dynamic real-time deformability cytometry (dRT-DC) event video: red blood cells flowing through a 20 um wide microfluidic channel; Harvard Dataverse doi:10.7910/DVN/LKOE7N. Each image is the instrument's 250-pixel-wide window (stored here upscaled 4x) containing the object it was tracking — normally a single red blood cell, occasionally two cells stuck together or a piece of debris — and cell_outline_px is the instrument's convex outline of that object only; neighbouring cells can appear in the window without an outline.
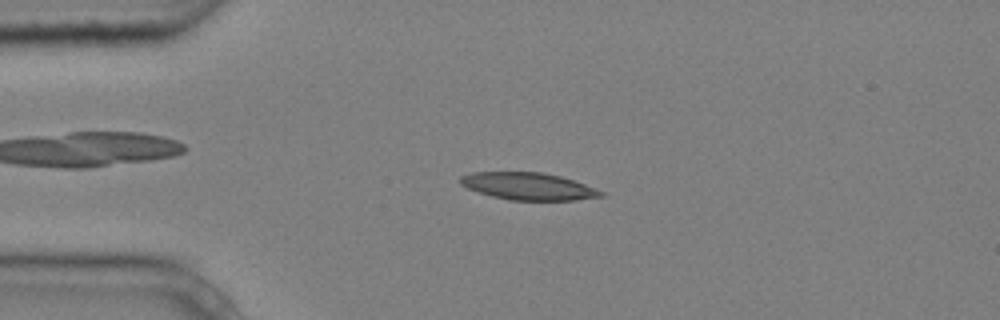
{"species": "common noctule bat (a hibernating species)", "species_latin": "Nyctalus noctula", "temperature_condition": "cold", "stored_images_in_passage": 5, "camera_frame_rate_fps": 3000, "um_per_image_px": 0.085, "animal": {"sex": "male", "body_mass_g": 20.4}, "frame": {"image": 1, "passage_image": 3, "time_ms": 0.667, "image_size_px": [1000, 320], "cell_outline_px": [[604, 196], [576, 200], [508, 200], [492, 196], [468, 188], [460, 184], [460, 176], [472, 172], [540, 172], [560, 176], [584, 184], [604, 192]], "centroid_in_image_um": [44.89, 15.83], "position_along_channel_um": 40.1, "area_um2": 22.14}}
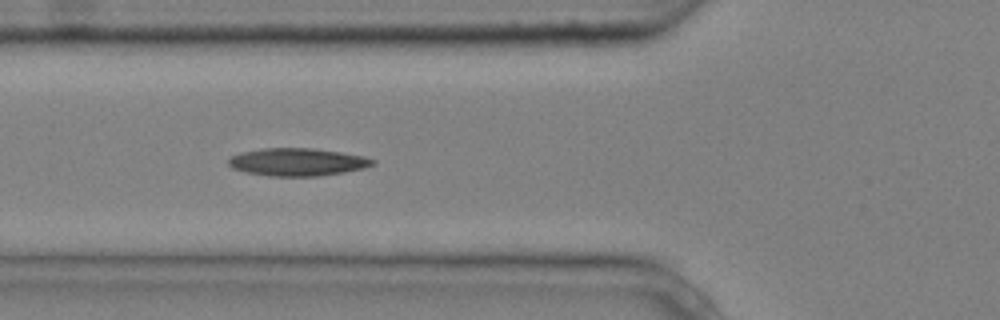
{"frame": {"image": 2, "passage_image": 5, "time_ms": 1.333, "image_size_px": [1000, 320], "cell_outline_px": [[376, 164], [364, 168], [344, 172], [316, 176], [268, 176], [244, 172], [232, 168], [228, 164], [228, 160], [232, 156], [240, 152], [260, 148], [312, 148], [340, 152], [364, 156], [376, 160]], "centroid_in_image_um": [25.27, 13.77], "position_along_channel_um": 100.5, "area_um2": 23.41}}